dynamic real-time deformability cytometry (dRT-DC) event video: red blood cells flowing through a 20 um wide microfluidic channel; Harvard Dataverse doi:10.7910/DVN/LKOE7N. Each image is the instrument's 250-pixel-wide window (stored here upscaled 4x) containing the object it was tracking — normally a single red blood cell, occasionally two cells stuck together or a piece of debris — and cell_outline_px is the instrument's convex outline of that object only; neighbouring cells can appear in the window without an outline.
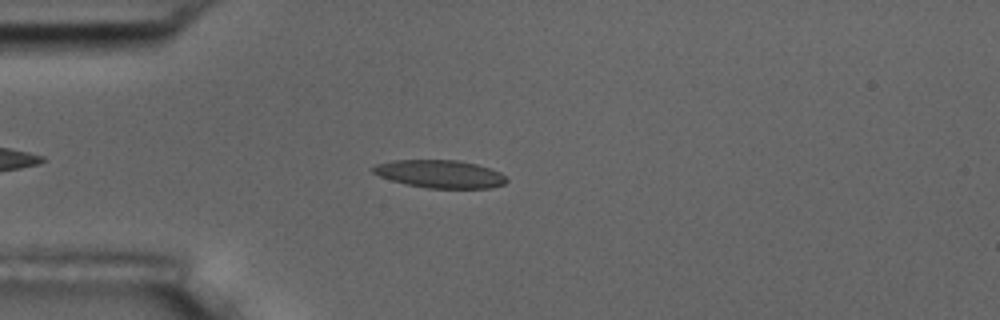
{"species": "common noctule bat (a hibernating species)", "species_latin": "Nyctalus noctula", "temperature_condition": "room temperature", "stored_images_in_passage": 4, "camera_frame_rate_fps": 3000, "um_per_image_px": 0.085, "animal": {"sex": "male", "body_mass_g": 17.5, "forearm_length_mm": 52.3}, "frame": {"image": 1, "passage_image": 1, "time_ms": 0.0, "image_size_px": [1000, 320], "cell_outline_px": [[508, 180], [504, 184], [492, 188], [428, 188], [404, 184], [380, 176], [372, 172], [372, 168], [376, 164], [392, 160], [460, 160], [476, 164], [500, 172]], "centroid_in_image_um": [37.39, 14.79], "position_along_channel_um": 47.6, "area_um2": 21.68}}